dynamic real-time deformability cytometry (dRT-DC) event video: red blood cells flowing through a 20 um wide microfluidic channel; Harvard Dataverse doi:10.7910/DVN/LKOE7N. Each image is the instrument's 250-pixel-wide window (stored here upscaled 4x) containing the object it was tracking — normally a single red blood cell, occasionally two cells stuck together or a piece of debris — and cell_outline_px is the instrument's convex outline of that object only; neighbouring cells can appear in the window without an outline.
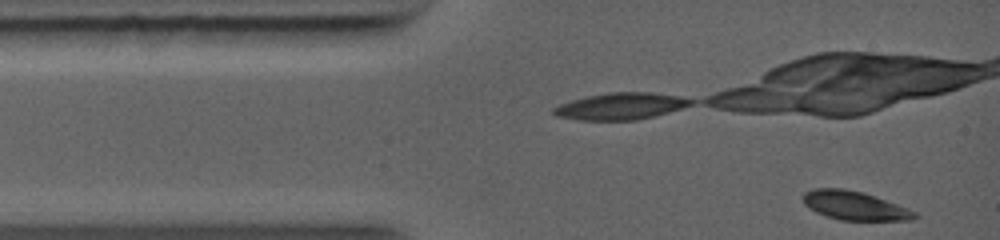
{"species": "common noctule bat (a hibernating species)", "species_latin": "Nyctalus noctula", "temperature_condition": "warm", "stored_images_in_passage": 23, "camera_frame_rate_fps": 5000, "um_per_image_px": 0.085, "animal": {"sex": "female", "body_mass_g": 19.0, "forearm_length_mm": 56.7}, "frame": {"image": 1, "passage_image": 1, "time_ms": 0.0, "image_size_px": [1000, 240], "cell_outline_px": [[920, 216], [912, 220], [840, 220], [816, 212], [808, 208], [804, 204], [804, 192], [812, 188], [844, 188], [864, 192], [876, 196], [908, 208], [916, 212]], "centroid_in_image_um": [72.66, 17.47], "position_along_channel_um": 12.3, "area_um2": 18.84}}